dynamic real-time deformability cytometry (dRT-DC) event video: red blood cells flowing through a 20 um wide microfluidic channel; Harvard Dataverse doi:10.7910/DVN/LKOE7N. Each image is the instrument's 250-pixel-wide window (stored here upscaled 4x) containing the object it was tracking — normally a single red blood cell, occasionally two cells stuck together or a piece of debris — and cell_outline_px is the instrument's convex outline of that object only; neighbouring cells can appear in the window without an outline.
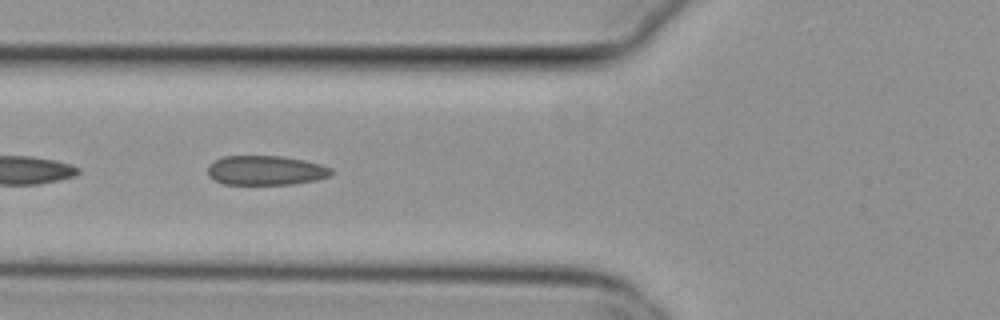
{"species": "common noctule bat (a hibernating species)", "species_latin": "Nyctalus noctula", "temperature_condition": "cold", "stored_images_in_passage": 14, "camera_frame_rate_fps": 3000, "um_per_image_px": 0.085, "animal": {"sex": "female", "body_mass_g": 29.2, "forearm_length_mm": 56.3}, "frame": {"image": 1, "passage_image": 12, "time_ms": 3.667, "image_size_px": [1000, 320], "cell_outline_px": [[332, 172], [328, 176], [316, 180], [292, 184], [224, 184], [208, 176], [208, 164], [224, 156], [284, 156], [304, 160], [320, 164], [332, 168]], "centroid_in_image_um": [22.58, 14.48], "position_along_channel_um": 103.2, "area_um2": 21.15}}